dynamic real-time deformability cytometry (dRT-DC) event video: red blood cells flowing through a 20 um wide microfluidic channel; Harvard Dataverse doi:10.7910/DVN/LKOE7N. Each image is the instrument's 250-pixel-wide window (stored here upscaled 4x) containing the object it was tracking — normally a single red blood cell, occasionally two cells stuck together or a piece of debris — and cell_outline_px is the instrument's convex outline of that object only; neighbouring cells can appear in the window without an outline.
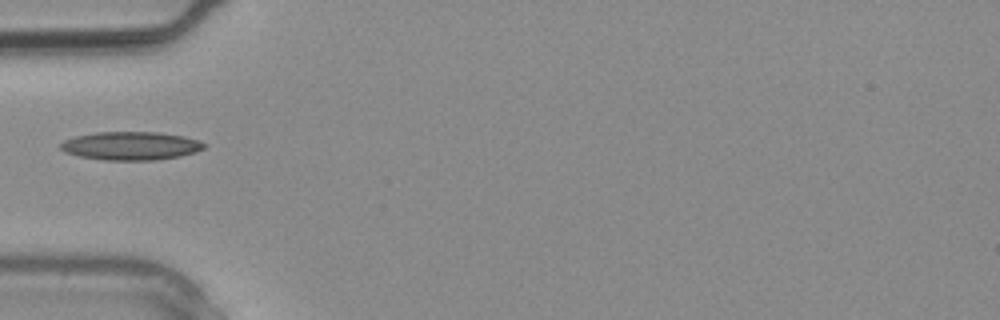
{"species": "common noctule bat (a hibernating species)", "species_latin": "Nyctalus noctula", "temperature_condition": "warm", "stored_images_in_passage": 3, "camera_frame_rate_fps": 3000, "um_per_image_px": 0.085, "animal": {"sex": "male", "body_mass_g": 20.4}, "frame": {"image": 1, "passage_image": 3, "time_ms": 0.667, "image_size_px": [1000, 320], "cell_outline_px": [[208, 144], [204, 148], [196, 152], [180, 156], [156, 160], [104, 160], [80, 156], [64, 152], [60, 148], [60, 144], [64, 140], [76, 136], [96, 132], [160, 132], [184, 136]], "centroid_in_image_um": [11.13, 12.39], "position_along_channel_um": 73.9, "area_um2": 23.76}}